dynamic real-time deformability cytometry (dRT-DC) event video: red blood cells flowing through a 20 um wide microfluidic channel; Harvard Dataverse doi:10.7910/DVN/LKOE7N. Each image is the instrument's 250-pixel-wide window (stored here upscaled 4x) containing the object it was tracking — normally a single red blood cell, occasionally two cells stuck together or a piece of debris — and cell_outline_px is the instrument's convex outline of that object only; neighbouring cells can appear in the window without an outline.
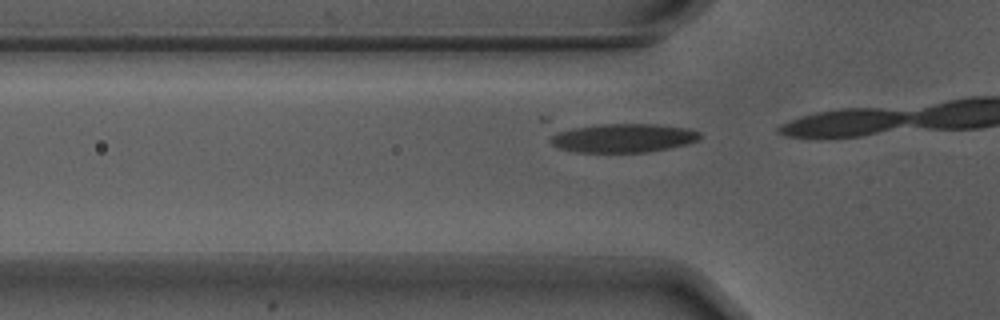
{"species": "Egyptian fruit bat (a non-hibernating species)", "species_latin": "Rousettus aegyptiacus", "temperature_condition": "warm", "stored_images_in_passage": 14, "camera_frame_rate_fps": 3000, "um_per_image_px": 0.085, "animal": {"sex": "male"}, "frame": {"image": 1, "passage_image": 13, "time_ms": 4.0, "image_size_px": [1000, 320], "cell_outline_px": [[700, 136], [696, 140], [688, 144], [648, 152], [576, 152], [560, 148], [552, 144], [548, 140], [540, 120], [540, 116], [548, 116], [652, 124], [688, 128], [700, 132]], "centroid_in_image_um": [52.15, 11.51], "position_along_channel_um": 73.7, "area_um2": 30.52}}